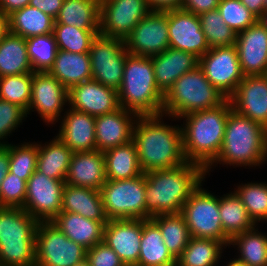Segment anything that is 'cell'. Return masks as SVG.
<instances>
[{
  "label": "cell",
  "instance_id": "18",
  "mask_svg": "<svg viewBox=\"0 0 267 266\" xmlns=\"http://www.w3.org/2000/svg\"><path fill=\"white\" fill-rule=\"evenodd\" d=\"M228 99L234 111L267 129V80L263 75L244 76Z\"/></svg>",
  "mask_w": 267,
  "mask_h": 266
},
{
  "label": "cell",
  "instance_id": "12",
  "mask_svg": "<svg viewBox=\"0 0 267 266\" xmlns=\"http://www.w3.org/2000/svg\"><path fill=\"white\" fill-rule=\"evenodd\" d=\"M124 45L131 55L145 57L168 49V10H151L125 38Z\"/></svg>",
  "mask_w": 267,
  "mask_h": 266
},
{
  "label": "cell",
  "instance_id": "32",
  "mask_svg": "<svg viewBox=\"0 0 267 266\" xmlns=\"http://www.w3.org/2000/svg\"><path fill=\"white\" fill-rule=\"evenodd\" d=\"M33 73L26 39L8 32L0 40V77Z\"/></svg>",
  "mask_w": 267,
  "mask_h": 266
},
{
  "label": "cell",
  "instance_id": "23",
  "mask_svg": "<svg viewBox=\"0 0 267 266\" xmlns=\"http://www.w3.org/2000/svg\"><path fill=\"white\" fill-rule=\"evenodd\" d=\"M68 108L57 137L72 152L96 150L95 116Z\"/></svg>",
  "mask_w": 267,
  "mask_h": 266
},
{
  "label": "cell",
  "instance_id": "30",
  "mask_svg": "<svg viewBox=\"0 0 267 266\" xmlns=\"http://www.w3.org/2000/svg\"><path fill=\"white\" fill-rule=\"evenodd\" d=\"M107 180L132 179L143 174L133 141L104 151Z\"/></svg>",
  "mask_w": 267,
  "mask_h": 266
},
{
  "label": "cell",
  "instance_id": "35",
  "mask_svg": "<svg viewBox=\"0 0 267 266\" xmlns=\"http://www.w3.org/2000/svg\"><path fill=\"white\" fill-rule=\"evenodd\" d=\"M219 213L224 233L230 239L257 226L235 192L219 198Z\"/></svg>",
  "mask_w": 267,
  "mask_h": 266
},
{
  "label": "cell",
  "instance_id": "40",
  "mask_svg": "<svg viewBox=\"0 0 267 266\" xmlns=\"http://www.w3.org/2000/svg\"><path fill=\"white\" fill-rule=\"evenodd\" d=\"M26 47L33 72H48L58 52L54 34L48 33L27 38Z\"/></svg>",
  "mask_w": 267,
  "mask_h": 266
},
{
  "label": "cell",
  "instance_id": "48",
  "mask_svg": "<svg viewBox=\"0 0 267 266\" xmlns=\"http://www.w3.org/2000/svg\"><path fill=\"white\" fill-rule=\"evenodd\" d=\"M86 261L90 266H125L114 250L104 241L87 250Z\"/></svg>",
  "mask_w": 267,
  "mask_h": 266
},
{
  "label": "cell",
  "instance_id": "8",
  "mask_svg": "<svg viewBox=\"0 0 267 266\" xmlns=\"http://www.w3.org/2000/svg\"><path fill=\"white\" fill-rule=\"evenodd\" d=\"M108 220H146L145 173L124 180H107L100 189Z\"/></svg>",
  "mask_w": 267,
  "mask_h": 266
},
{
  "label": "cell",
  "instance_id": "27",
  "mask_svg": "<svg viewBox=\"0 0 267 266\" xmlns=\"http://www.w3.org/2000/svg\"><path fill=\"white\" fill-rule=\"evenodd\" d=\"M70 240L87 250L103 241L105 225L76 213L60 212L52 221Z\"/></svg>",
  "mask_w": 267,
  "mask_h": 266
},
{
  "label": "cell",
  "instance_id": "15",
  "mask_svg": "<svg viewBox=\"0 0 267 266\" xmlns=\"http://www.w3.org/2000/svg\"><path fill=\"white\" fill-rule=\"evenodd\" d=\"M150 11L147 0H100L99 33L125 40Z\"/></svg>",
  "mask_w": 267,
  "mask_h": 266
},
{
  "label": "cell",
  "instance_id": "17",
  "mask_svg": "<svg viewBox=\"0 0 267 266\" xmlns=\"http://www.w3.org/2000/svg\"><path fill=\"white\" fill-rule=\"evenodd\" d=\"M168 35L171 48L198 58L210 49L199 16L181 8L168 10Z\"/></svg>",
  "mask_w": 267,
  "mask_h": 266
},
{
  "label": "cell",
  "instance_id": "19",
  "mask_svg": "<svg viewBox=\"0 0 267 266\" xmlns=\"http://www.w3.org/2000/svg\"><path fill=\"white\" fill-rule=\"evenodd\" d=\"M68 99L71 109L95 117L120 108L118 92L92 79L72 86Z\"/></svg>",
  "mask_w": 267,
  "mask_h": 266
},
{
  "label": "cell",
  "instance_id": "3",
  "mask_svg": "<svg viewBox=\"0 0 267 266\" xmlns=\"http://www.w3.org/2000/svg\"><path fill=\"white\" fill-rule=\"evenodd\" d=\"M232 109L229 99L206 110L188 113L182 130L183 151L186 160L206 169L218 156L223 145L225 125Z\"/></svg>",
  "mask_w": 267,
  "mask_h": 266
},
{
  "label": "cell",
  "instance_id": "49",
  "mask_svg": "<svg viewBox=\"0 0 267 266\" xmlns=\"http://www.w3.org/2000/svg\"><path fill=\"white\" fill-rule=\"evenodd\" d=\"M219 0H182L181 9L200 15L204 12L217 9Z\"/></svg>",
  "mask_w": 267,
  "mask_h": 266
},
{
  "label": "cell",
  "instance_id": "50",
  "mask_svg": "<svg viewBox=\"0 0 267 266\" xmlns=\"http://www.w3.org/2000/svg\"><path fill=\"white\" fill-rule=\"evenodd\" d=\"M63 1L64 0H30L29 5L55 19L59 14Z\"/></svg>",
  "mask_w": 267,
  "mask_h": 266
},
{
  "label": "cell",
  "instance_id": "55",
  "mask_svg": "<svg viewBox=\"0 0 267 266\" xmlns=\"http://www.w3.org/2000/svg\"><path fill=\"white\" fill-rule=\"evenodd\" d=\"M9 32V16L0 10V40Z\"/></svg>",
  "mask_w": 267,
  "mask_h": 266
},
{
  "label": "cell",
  "instance_id": "37",
  "mask_svg": "<svg viewBox=\"0 0 267 266\" xmlns=\"http://www.w3.org/2000/svg\"><path fill=\"white\" fill-rule=\"evenodd\" d=\"M227 245L214 239L191 237L188 245L176 259V266H216Z\"/></svg>",
  "mask_w": 267,
  "mask_h": 266
},
{
  "label": "cell",
  "instance_id": "52",
  "mask_svg": "<svg viewBox=\"0 0 267 266\" xmlns=\"http://www.w3.org/2000/svg\"><path fill=\"white\" fill-rule=\"evenodd\" d=\"M151 10H170L178 9L181 7L182 0H147Z\"/></svg>",
  "mask_w": 267,
  "mask_h": 266
},
{
  "label": "cell",
  "instance_id": "10",
  "mask_svg": "<svg viewBox=\"0 0 267 266\" xmlns=\"http://www.w3.org/2000/svg\"><path fill=\"white\" fill-rule=\"evenodd\" d=\"M35 247V266H77L87 257V249L70 240L52 222H38Z\"/></svg>",
  "mask_w": 267,
  "mask_h": 266
},
{
  "label": "cell",
  "instance_id": "20",
  "mask_svg": "<svg viewBox=\"0 0 267 266\" xmlns=\"http://www.w3.org/2000/svg\"><path fill=\"white\" fill-rule=\"evenodd\" d=\"M142 237V219H112L104 227L103 241L125 266H138Z\"/></svg>",
  "mask_w": 267,
  "mask_h": 266
},
{
  "label": "cell",
  "instance_id": "1",
  "mask_svg": "<svg viewBox=\"0 0 267 266\" xmlns=\"http://www.w3.org/2000/svg\"><path fill=\"white\" fill-rule=\"evenodd\" d=\"M164 114L139 116L135 122L134 142L143 173L173 168L187 162L181 126L167 125Z\"/></svg>",
  "mask_w": 267,
  "mask_h": 266
},
{
  "label": "cell",
  "instance_id": "21",
  "mask_svg": "<svg viewBox=\"0 0 267 266\" xmlns=\"http://www.w3.org/2000/svg\"><path fill=\"white\" fill-rule=\"evenodd\" d=\"M235 47L244 76L264 74L267 67V30L259 21L237 34Z\"/></svg>",
  "mask_w": 267,
  "mask_h": 266
},
{
  "label": "cell",
  "instance_id": "36",
  "mask_svg": "<svg viewBox=\"0 0 267 266\" xmlns=\"http://www.w3.org/2000/svg\"><path fill=\"white\" fill-rule=\"evenodd\" d=\"M150 219L159 227L170 254L177 259L191 239L183 214L181 212L160 214Z\"/></svg>",
  "mask_w": 267,
  "mask_h": 266
},
{
  "label": "cell",
  "instance_id": "34",
  "mask_svg": "<svg viewBox=\"0 0 267 266\" xmlns=\"http://www.w3.org/2000/svg\"><path fill=\"white\" fill-rule=\"evenodd\" d=\"M55 19L30 5L9 15V32L27 39L53 33Z\"/></svg>",
  "mask_w": 267,
  "mask_h": 266
},
{
  "label": "cell",
  "instance_id": "6",
  "mask_svg": "<svg viewBox=\"0 0 267 266\" xmlns=\"http://www.w3.org/2000/svg\"><path fill=\"white\" fill-rule=\"evenodd\" d=\"M37 224L23 208L0 207V266H35Z\"/></svg>",
  "mask_w": 267,
  "mask_h": 266
},
{
  "label": "cell",
  "instance_id": "51",
  "mask_svg": "<svg viewBox=\"0 0 267 266\" xmlns=\"http://www.w3.org/2000/svg\"><path fill=\"white\" fill-rule=\"evenodd\" d=\"M29 3L30 0H0V10L9 16L14 11L28 6Z\"/></svg>",
  "mask_w": 267,
  "mask_h": 266
},
{
  "label": "cell",
  "instance_id": "59",
  "mask_svg": "<svg viewBox=\"0 0 267 266\" xmlns=\"http://www.w3.org/2000/svg\"><path fill=\"white\" fill-rule=\"evenodd\" d=\"M264 11H267V0H264Z\"/></svg>",
  "mask_w": 267,
  "mask_h": 266
},
{
  "label": "cell",
  "instance_id": "25",
  "mask_svg": "<svg viewBox=\"0 0 267 266\" xmlns=\"http://www.w3.org/2000/svg\"><path fill=\"white\" fill-rule=\"evenodd\" d=\"M154 75L159 90L165 94L183 74L199 65V58L185 51L169 47L164 52L152 56Z\"/></svg>",
  "mask_w": 267,
  "mask_h": 266
},
{
  "label": "cell",
  "instance_id": "57",
  "mask_svg": "<svg viewBox=\"0 0 267 266\" xmlns=\"http://www.w3.org/2000/svg\"><path fill=\"white\" fill-rule=\"evenodd\" d=\"M226 266H247L244 262L238 260L237 258L230 259Z\"/></svg>",
  "mask_w": 267,
  "mask_h": 266
},
{
  "label": "cell",
  "instance_id": "11",
  "mask_svg": "<svg viewBox=\"0 0 267 266\" xmlns=\"http://www.w3.org/2000/svg\"><path fill=\"white\" fill-rule=\"evenodd\" d=\"M129 54L124 40L99 33L92 41L89 51L92 80L118 91Z\"/></svg>",
  "mask_w": 267,
  "mask_h": 266
},
{
  "label": "cell",
  "instance_id": "43",
  "mask_svg": "<svg viewBox=\"0 0 267 266\" xmlns=\"http://www.w3.org/2000/svg\"><path fill=\"white\" fill-rule=\"evenodd\" d=\"M9 152V172L28 181L36 171L38 157V143L24 142L20 145L7 143L5 145Z\"/></svg>",
  "mask_w": 267,
  "mask_h": 266
},
{
  "label": "cell",
  "instance_id": "9",
  "mask_svg": "<svg viewBox=\"0 0 267 266\" xmlns=\"http://www.w3.org/2000/svg\"><path fill=\"white\" fill-rule=\"evenodd\" d=\"M192 192L182 207L191 237L214 239L224 242L228 248L230 238L224 233L219 213V198L201 188Z\"/></svg>",
  "mask_w": 267,
  "mask_h": 266
},
{
  "label": "cell",
  "instance_id": "29",
  "mask_svg": "<svg viewBox=\"0 0 267 266\" xmlns=\"http://www.w3.org/2000/svg\"><path fill=\"white\" fill-rule=\"evenodd\" d=\"M138 266H176L159 227L151 220L142 219V237Z\"/></svg>",
  "mask_w": 267,
  "mask_h": 266
},
{
  "label": "cell",
  "instance_id": "38",
  "mask_svg": "<svg viewBox=\"0 0 267 266\" xmlns=\"http://www.w3.org/2000/svg\"><path fill=\"white\" fill-rule=\"evenodd\" d=\"M267 233L258 231L253 227L250 230L234 236L229 243L237 246L238 260L247 266H267Z\"/></svg>",
  "mask_w": 267,
  "mask_h": 266
},
{
  "label": "cell",
  "instance_id": "28",
  "mask_svg": "<svg viewBox=\"0 0 267 266\" xmlns=\"http://www.w3.org/2000/svg\"><path fill=\"white\" fill-rule=\"evenodd\" d=\"M66 89L92 79L89 52L72 53L58 50L53 66L48 71Z\"/></svg>",
  "mask_w": 267,
  "mask_h": 266
},
{
  "label": "cell",
  "instance_id": "56",
  "mask_svg": "<svg viewBox=\"0 0 267 266\" xmlns=\"http://www.w3.org/2000/svg\"><path fill=\"white\" fill-rule=\"evenodd\" d=\"M258 21L261 25L267 30V11H264L261 16L258 18Z\"/></svg>",
  "mask_w": 267,
  "mask_h": 266
},
{
  "label": "cell",
  "instance_id": "4",
  "mask_svg": "<svg viewBox=\"0 0 267 266\" xmlns=\"http://www.w3.org/2000/svg\"><path fill=\"white\" fill-rule=\"evenodd\" d=\"M265 161H267V129L231 109L220 153L205 169L206 174L218 163L256 168Z\"/></svg>",
  "mask_w": 267,
  "mask_h": 266
},
{
  "label": "cell",
  "instance_id": "46",
  "mask_svg": "<svg viewBox=\"0 0 267 266\" xmlns=\"http://www.w3.org/2000/svg\"><path fill=\"white\" fill-rule=\"evenodd\" d=\"M27 181L9 172L0 187V207L23 208L26 198Z\"/></svg>",
  "mask_w": 267,
  "mask_h": 266
},
{
  "label": "cell",
  "instance_id": "31",
  "mask_svg": "<svg viewBox=\"0 0 267 266\" xmlns=\"http://www.w3.org/2000/svg\"><path fill=\"white\" fill-rule=\"evenodd\" d=\"M72 154L57 136L49 143H39L36 171L55 180L65 181Z\"/></svg>",
  "mask_w": 267,
  "mask_h": 266
},
{
  "label": "cell",
  "instance_id": "39",
  "mask_svg": "<svg viewBox=\"0 0 267 266\" xmlns=\"http://www.w3.org/2000/svg\"><path fill=\"white\" fill-rule=\"evenodd\" d=\"M53 34L58 50L72 53H87L99 29H80L67 24H54Z\"/></svg>",
  "mask_w": 267,
  "mask_h": 266
},
{
  "label": "cell",
  "instance_id": "45",
  "mask_svg": "<svg viewBox=\"0 0 267 266\" xmlns=\"http://www.w3.org/2000/svg\"><path fill=\"white\" fill-rule=\"evenodd\" d=\"M217 9L225 23L236 34L258 21V18L240 0H219Z\"/></svg>",
  "mask_w": 267,
  "mask_h": 266
},
{
  "label": "cell",
  "instance_id": "42",
  "mask_svg": "<svg viewBox=\"0 0 267 266\" xmlns=\"http://www.w3.org/2000/svg\"><path fill=\"white\" fill-rule=\"evenodd\" d=\"M234 192L241 199L243 205L252 219L257 223L260 221H267V184L260 183H245L239 185Z\"/></svg>",
  "mask_w": 267,
  "mask_h": 266
},
{
  "label": "cell",
  "instance_id": "47",
  "mask_svg": "<svg viewBox=\"0 0 267 266\" xmlns=\"http://www.w3.org/2000/svg\"><path fill=\"white\" fill-rule=\"evenodd\" d=\"M26 117V111L18 104L0 99V145L7 144L4 139L12 135Z\"/></svg>",
  "mask_w": 267,
  "mask_h": 266
},
{
  "label": "cell",
  "instance_id": "22",
  "mask_svg": "<svg viewBox=\"0 0 267 266\" xmlns=\"http://www.w3.org/2000/svg\"><path fill=\"white\" fill-rule=\"evenodd\" d=\"M139 116L120 107L116 111L95 117L96 150L106 151L132 141Z\"/></svg>",
  "mask_w": 267,
  "mask_h": 266
},
{
  "label": "cell",
  "instance_id": "60",
  "mask_svg": "<svg viewBox=\"0 0 267 266\" xmlns=\"http://www.w3.org/2000/svg\"><path fill=\"white\" fill-rule=\"evenodd\" d=\"M263 76H264L265 79L267 80V67H266V69H265V72H264Z\"/></svg>",
  "mask_w": 267,
  "mask_h": 266
},
{
  "label": "cell",
  "instance_id": "33",
  "mask_svg": "<svg viewBox=\"0 0 267 266\" xmlns=\"http://www.w3.org/2000/svg\"><path fill=\"white\" fill-rule=\"evenodd\" d=\"M54 24L80 29L100 28V0H64Z\"/></svg>",
  "mask_w": 267,
  "mask_h": 266
},
{
  "label": "cell",
  "instance_id": "7",
  "mask_svg": "<svg viewBox=\"0 0 267 266\" xmlns=\"http://www.w3.org/2000/svg\"><path fill=\"white\" fill-rule=\"evenodd\" d=\"M227 98L205 77L198 65L178 78L164 94L163 114L180 117L198 110H206L223 104Z\"/></svg>",
  "mask_w": 267,
  "mask_h": 266
},
{
  "label": "cell",
  "instance_id": "44",
  "mask_svg": "<svg viewBox=\"0 0 267 266\" xmlns=\"http://www.w3.org/2000/svg\"><path fill=\"white\" fill-rule=\"evenodd\" d=\"M32 73L0 77V99L18 104L25 111L31 100Z\"/></svg>",
  "mask_w": 267,
  "mask_h": 266
},
{
  "label": "cell",
  "instance_id": "5",
  "mask_svg": "<svg viewBox=\"0 0 267 266\" xmlns=\"http://www.w3.org/2000/svg\"><path fill=\"white\" fill-rule=\"evenodd\" d=\"M120 107L138 116L163 114L164 94L157 87L151 57L129 54L119 87Z\"/></svg>",
  "mask_w": 267,
  "mask_h": 266
},
{
  "label": "cell",
  "instance_id": "26",
  "mask_svg": "<svg viewBox=\"0 0 267 266\" xmlns=\"http://www.w3.org/2000/svg\"><path fill=\"white\" fill-rule=\"evenodd\" d=\"M61 210L100 221L104 225L108 221L104 212L101 192L96 189L65 184Z\"/></svg>",
  "mask_w": 267,
  "mask_h": 266
},
{
  "label": "cell",
  "instance_id": "41",
  "mask_svg": "<svg viewBox=\"0 0 267 266\" xmlns=\"http://www.w3.org/2000/svg\"><path fill=\"white\" fill-rule=\"evenodd\" d=\"M199 18L210 48L235 45L237 34L225 23L218 9L204 12Z\"/></svg>",
  "mask_w": 267,
  "mask_h": 266
},
{
  "label": "cell",
  "instance_id": "16",
  "mask_svg": "<svg viewBox=\"0 0 267 266\" xmlns=\"http://www.w3.org/2000/svg\"><path fill=\"white\" fill-rule=\"evenodd\" d=\"M31 90L30 105L26 114L37 111L49 125L61 120L64 105L69 104L68 89L48 72H33Z\"/></svg>",
  "mask_w": 267,
  "mask_h": 266
},
{
  "label": "cell",
  "instance_id": "14",
  "mask_svg": "<svg viewBox=\"0 0 267 266\" xmlns=\"http://www.w3.org/2000/svg\"><path fill=\"white\" fill-rule=\"evenodd\" d=\"M65 181L55 180L35 171L27 181L23 209L38 222H52L62 211Z\"/></svg>",
  "mask_w": 267,
  "mask_h": 266
},
{
  "label": "cell",
  "instance_id": "2",
  "mask_svg": "<svg viewBox=\"0 0 267 266\" xmlns=\"http://www.w3.org/2000/svg\"><path fill=\"white\" fill-rule=\"evenodd\" d=\"M205 175L201 165L189 161L173 168L145 173L146 220L160 214L181 212Z\"/></svg>",
  "mask_w": 267,
  "mask_h": 266
},
{
  "label": "cell",
  "instance_id": "24",
  "mask_svg": "<svg viewBox=\"0 0 267 266\" xmlns=\"http://www.w3.org/2000/svg\"><path fill=\"white\" fill-rule=\"evenodd\" d=\"M106 181L103 151L73 152L65 184L100 191Z\"/></svg>",
  "mask_w": 267,
  "mask_h": 266
},
{
  "label": "cell",
  "instance_id": "54",
  "mask_svg": "<svg viewBox=\"0 0 267 266\" xmlns=\"http://www.w3.org/2000/svg\"><path fill=\"white\" fill-rule=\"evenodd\" d=\"M257 18L264 12V0H240Z\"/></svg>",
  "mask_w": 267,
  "mask_h": 266
},
{
  "label": "cell",
  "instance_id": "58",
  "mask_svg": "<svg viewBox=\"0 0 267 266\" xmlns=\"http://www.w3.org/2000/svg\"><path fill=\"white\" fill-rule=\"evenodd\" d=\"M77 266H90V264L87 261H85Z\"/></svg>",
  "mask_w": 267,
  "mask_h": 266
},
{
  "label": "cell",
  "instance_id": "53",
  "mask_svg": "<svg viewBox=\"0 0 267 266\" xmlns=\"http://www.w3.org/2000/svg\"><path fill=\"white\" fill-rule=\"evenodd\" d=\"M9 152L5 145H0V187L3 179L9 173Z\"/></svg>",
  "mask_w": 267,
  "mask_h": 266
},
{
  "label": "cell",
  "instance_id": "13",
  "mask_svg": "<svg viewBox=\"0 0 267 266\" xmlns=\"http://www.w3.org/2000/svg\"><path fill=\"white\" fill-rule=\"evenodd\" d=\"M205 77L228 99L243 80L235 45L210 48L199 58Z\"/></svg>",
  "mask_w": 267,
  "mask_h": 266
}]
</instances>
